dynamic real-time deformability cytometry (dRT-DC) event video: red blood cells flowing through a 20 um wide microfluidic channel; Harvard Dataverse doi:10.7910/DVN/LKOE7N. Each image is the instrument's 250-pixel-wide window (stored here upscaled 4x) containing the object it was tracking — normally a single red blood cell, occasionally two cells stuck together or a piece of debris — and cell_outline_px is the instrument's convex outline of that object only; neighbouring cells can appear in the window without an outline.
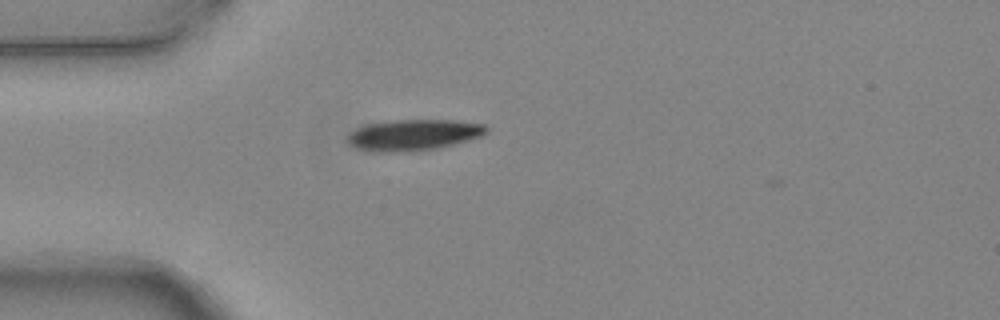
{"species": "common noctule bat (a hibernating species)", "species_latin": "Nyctalus noctula", "temperature_condition": "warm", "stored_images_in_passage": 2, "camera_frame_rate_fps": 3000, "um_per_image_px": 0.085, "animal": {"sex": "female", "body_mass_g": 24.6, "forearm_length_mm": 56.2}, "frame": {"image": 1, "passage_image": 1, "time_ms": 0.0, "image_size_px": [1000, 320], "cell_outline_px": [[488, 132], [480, 136], [468, 140], [440, 148], [408, 152], [376, 152], [356, 148], [348, 144], [344, 140], [356, 128], [364, 124], [392, 120], [452, 120], [484, 124], [488, 128]], "centroid_in_image_um": [35.11, 11.47], "position_along_channel_um": 49.9, "area_um2": 25.43}}